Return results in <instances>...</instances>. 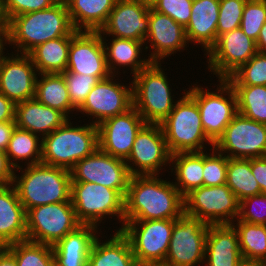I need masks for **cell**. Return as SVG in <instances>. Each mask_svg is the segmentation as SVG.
Instances as JSON below:
<instances>
[{
	"label": "cell",
	"mask_w": 266,
	"mask_h": 266,
	"mask_svg": "<svg viewBox=\"0 0 266 266\" xmlns=\"http://www.w3.org/2000/svg\"><path fill=\"white\" fill-rule=\"evenodd\" d=\"M184 214V196L159 175L131 176L124 201V221L177 219Z\"/></svg>",
	"instance_id": "6da1fadb"
},
{
	"label": "cell",
	"mask_w": 266,
	"mask_h": 266,
	"mask_svg": "<svg viewBox=\"0 0 266 266\" xmlns=\"http://www.w3.org/2000/svg\"><path fill=\"white\" fill-rule=\"evenodd\" d=\"M75 32L67 4L60 0L48 9L12 17L8 21V45H15L16 53L28 54L39 44Z\"/></svg>",
	"instance_id": "7a4b0ae2"
},
{
	"label": "cell",
	"mask_w": 266,
	"mask_h": 266,
	"mask_svg": "<svg viewBox=\"0 0 266 266\" xmlns=\"http://www.w3.org/2000/svg\"><path fill=\"white\" fill-rule=\"evenodd\" d=\"M22 167L15 169L12 185L26 212L40 205L71 202L70 170L43 163Z\"/></svg>",
	"instance_id": "3957f363"
},
{
	"label": "cell",
	"mask_w": 266,
	"mask_h": 266,
	"mask_svg": "<svg viewBox=\"0 0 266 266\" xmlns=\"http://www.w3.org/2000/svg\"><path fill=\"white\" fill-rule=\"evenodd\" d=\"M70 120L42 138L41 163L70 170L98 148L97 125L73 126Z\"/></svg>",
	"instance_id": "277c9868"
},
{
	"label": "cell",
	"mask_w": 266,
	"mask_h": 266,
	"mask_svg": "<svg viewBox=\"0 0 266 266\" xmlns=\"http://www.w3.org/2000/svg\"><path fill=\"white\" fill-rule=\"evenodd\" d=\"M161 66V62H151L131 78L133 107L146 124L162 123L177 102Z\"/></svg>",
	"instance_id": "5b68a950"
},
{
	"label": "cell",
	"mask_w": 266,
	"mask_h": 266,
	"mask_svg": "<svg viewBox=\"0 0 266 266\" xmlns=\"http://www.w3.org/2000/svg\"><path fill=\"white\" fill-rule=\"evenodd\" d=\"M181 94L168 117L160 123L168 149L171 154L206 151L207 144L213 147L214 143L203 130L198 105L185 89Z\"/></svg>",
	"instance_id": "8992f818"
},
{
	"label": "cell",
	"mask_w": 266,
	"mask_h": 266,
	"mask_svg": "<svg viewBox=\"0 0 266 266\" xmlns=\"http://www.w3.org/2000/svg\"><path fill=\"white\" fill-rule=\"evenodd\" d=\"M70 200L81 224L98 228L106 216H116L123 221L116 231L123 228L125 199L116 190L96 183L71 182Z\"/></svg>",
	"instance_id": "52a82bcc"
},
{
	"label": "cell",
	"mask_w": 266,
	"mask_h": 266,
	"mask_svg": "<svg viewBox=\"0 0 266 266\" xmlns=\"http://www.w3.org/2000/svg\"><path fill=\"white\" fill-rule=\"evenodd\" d=\"M216 91L197 84L186 92L196 101L206 136L215 143L237 112V97L226 79H219ZM196 85V86H195ZM219 86V87H218Z\"/></svg>",
	"instance_id": "ba28073f"
},
{
	"label": "cell",
	"mask_w": 266,
	"mask_h": 266,
	"mask_svg": "<svg viewBox=\"0 0 266 266\" xmlns=\"http://www.w3.org/2000/svg\"><path fill=\"white\" fill-rule=\"evenodd\" d=\"M239 205L226 184L201 186L184 196V214L209 225L232 224L238 219Z\"/></svg>",
	"instance_id": "9c48e42d"
},
{
	"label": "cell",
	"mask_w": 266,
	"mask_h": 266,
	"mask_svg": "<svg viewBox=\"0 0 266 266\" xmlns=\"http://www.w3.org/2000/svg\"><path fill=\"white\" fill-rule=\"evenodd\" d=\"M80 225L71 202L36 206L26 212V240L54 246Z\"/></svg>",
	"instance_id": "30bf717a"
},
{
	"label": "cell",
	"mask_w": 266,
	"mask_h": 266,
	"mask_svg": "<svg viewBox=\"0 0 266 266\" xmlns=\"http://www.w3.org/2000/svg\"><path fill=\"white\" fill-rule=\"evenodd\" d=\"M177 219L124 221L121 232L128 238L138 263H164Z\"/></svg>",
	"instance_id": "8fae6325"
},
{
	"label": "cell",
	"mask_w": 266,
	"mask_h": 266,
	"mask_svg": "<svg viewBox=\"0 0 266 266\" xmlns=\"http://www.w3.org/2000/svg\"><path fill=\"white\" fill-rule=\"evenodd\" d=\"M213 147L228 158L266 156V124L237 113Z\"/></svg>",
	"instance_id": "7c38bea8"
},
{
	"label": "cell",
	"mask_w": 266,
	"mask_h": 266,
	"mask_svg": "<svg viewBox=\"0 0 266 266\" xmlns=\"http://www.w3.org/2000/svg\"><path fill=\"white\" fill-rule=\"evenodd\" d=\"M209 224L183 214L172 230L166 266H197L205 262V241Z\"/></svg>",
	"instance_id": "4fadbf2b"
},
{
	"label": "cell",
	"mask_w": 266,
	"mask_h": 266,
	"mask_svg": "<svg viewBox=\"0 0 266 266\" xmlns=\"http://www.w3.org/2000/svg\"><path fill=\"white\" fill-rule=\"evenodd\" d=\"M71 182H90L116 190L124 199L131 174L125 160L97 148L70 169Z\"/></svg>",
	"instance_id": "5bb4252c"
},
{
	"label": "cell",
	"mask_w": 266,
	"mask_h": 266,
	"mask_svg": "<svg viewBox=\"0 0 266 266\" xmlns=\"http://www.w3.org/2000/svg\"><path fill=\"white\" fill-rule=\"evenodd\" d=\"M125 162L131 176L159 175L162 166L170 167L171 153L160 124H145L140 129Z\"/></svg>",
	"instance_id": "9a60e30c"
},
{
	"label": "cell",
	"mask_w": 266,
	"mask_h": 266,
	"mask_svg": "<svg viewBox=\"0 0 266 266\" xmlns=\"http://www.w3.org/2000/svg\"><path fill=\"white\" fill-rule=\"evenodd\" d=\"M115 77L110 75L99 80L76 113L87 114V117L90 116L88 118H92L90 123L98 125L107 118L129 110L133 106L132 82L127 86L116 81L118 79Z\"/></svg>",
	"instance_id": "2e32d148"
},
{
	"label": "cell",
	"mask_w": 266,
	"mask_h": 266,
	"mask_svg": "<svg viewBox=\"0 0 266 266\" xmlns=\"http://www.w3.org/2000/svg\"><path fill=\"white\" fill-rule=\"evenodd\" d=\"M258 52L256 41L242 29L220 35L215 45L204 56L210 71L219 79H227Z\"/></svg>",
	"instance_id": "e0dca14e"
},
{
	"label": "cell",
	"mask_w": 266,
	"mask_h": 266,
	"mask_svg": "<svg viewBox=\"0 0 266 266\" xmlns=\"http://www.w3.org/2000/svg\"><path fill=\"white\" fill-rule=\"evenodd\" d=\"M145 124L144 119L133 106L122 114L105 119L97 125L98 148L126 161L136 134Z\"/></svg>",
	"instance_id": "ac0fdd59"
},
{
	"label": "cell",
	"mask_w": 266,
	"mask_h": 266,
	"mask_svg": "<svg viewBox=\"0 0 266 266\" xmlns=\"http://www.w3.org/2000/svg\"><path fill=\"white\" fill-rule=\"evenodd\" d=\"M66 71L108 78L105 48L99 31H76L71 35Z\"/></svg>",
	"instance_id": "d6986e66"
},
{
	"label": "cell",
	"mask_w": 266,
	"mask_h": 266,
	"mask_svg": "<svg viewBox=\"0 0 266 266\" xmlns=\"http://www.w3.org/2000/svg\"><path fill=\"white\" fill-rule=\"evenodd\" d=\"M150 7L141 0H116L107 22L99 31L101 37L112 35L144 42L149 31Z\"/></svg>",
	"instance_id": "ffe728a7"
},
{
	"label": "cell",
	"mask_w": 266,
	"mask_h": 266,
	"mask_svg": "<svg viewBox=\"0 0 266 266\" xmlns=\"http://www.w3.org/2000/svg\"><path fill=\"white\" fill-rule=\"evenodd\" d=\"M8 55L0 63V93L14 104L34 99L38 72L30 56Z\"/></svg>",
	"instance_id": "44dd1931"
},
{
	"label": "cell",
	"mask_w": 266,
	"mask_h": 266,
	"mask_svg": "<svg viewBox=\"0 0 266 266\" xmlns=\"http://www.w3.org/2000/svg\"><path fill=\"white\" fill-rule=\"evenodd\" d=\"M144 44L146 51L150 47V50L152 49L148 56L151 62H161L166 57L189 47L185 27L152 7L149 9V31Z\"/></svg>",
	"instance_id": "7402d4cb"
},
{
	"label": "cell",
	"mask_w": 266,
	"mask_h": 266,
	"mask_svg": "<svg viewBox=\"0 0 266 266\" xmlns=\"http://www.w3.org/2000/svg\"><path fill=\"white\" fill-rule=\"evenodd\" d=\"M237 230L232 224L209 225L205 241L204 266H241Z\"/></svg>",
	"instance_id": "603a6c76"
},
{
	"label": "cell",
	"mask_w": 266,
	"mask_h": 266,
	"mask_svg": "<svg viewBox=\"0 0 266 266\" xmlns=\"http://www.w3.org/2000/svg\"><path fill=\"white\" fill-rule=\"evenodd\" d=\"M26 211L15 187L0 186V247L26 240Z\"/></svg>",
	"instance_id": "cb8c5ba5"
},
{
	"label": "cell",
	"mask_w": 266,
	"mask_h": 266,
	"mask_svg": "<svg viewBox=\"0 0 266 266\" xmlns=\"http://www.w3.org/2000/svg\"><path fill=\"white\" fill-rule=\"evenodd\" d=\"M98 231L93 225L82 224L59 240L52 246L54 266H87L93 243L100 236Z\"/></svg>",
	"instance_id": "d4e9b609"
},
{
	"label": "cell",
	"mask_w": 266,
	"mask_h": 266,
	"mask_svg": "<svg viewBox=\"0 0 266 266\" xmlns=\"http://www.w3.org/2000/svg\"><path fill=\"white\" fill-rule=\"evenodd\" d=\"M219 0H193L191 17L185 26L188 43L194 42L207 54L217 41Z\"/></svg>",
	"instance_id": "484cf974"
},
{
	"label": "cell",
	"mask_w": 266,
	"mask_h": 266,
	"mask_svg": "<svg viewBox=\"0 0 266 266\" xmlns=\"http://www.w3.org/2000/svg\"><path fill=\"white\" fill-rule=\"evenodd\" d=\"M67 119L59 110L47 107L35 98L15 104L16 127L41 138L59 128Z\"/></svg>",
	"instance_id": "4316f807"
},
{
	"label": "cell",
	"mask_w": 266,
	"mask_h": 266,
	"mask_svg": "<svg viewBox=\"0 0 266 266\" xmlns=\"http://www.w3.org/2000/svg\"><path fill=\"white\" fill-rule=\"evenodd\" d=\"M101 39L105 48L109 72L111 75H117V78L120 67H124V69L129 67L132 76H135L151 63L149 59H145L146 57L143 59L140 56L142 50H145L143 41L115 37L111 38L110 41L106 37H101ZM107 41L109 42L107 43Z\"/></svg>",
	"instance_id": "83f0119b"
},
{
	"label": "cell",
	"mask_w": 266,
	"mask_h": 266,
	"mask_svg": "<svg viewBox=\"0 0 266 266\" xmlns=\"http://www.w3.org/2000/svg\"><path fill=\"white\" fill-rule=\"evenodd\" d=\"M97 237L88 257L87 266H136L137 260L133 254L128 238L115 231L105 242Z\"/></svg>",
	"instance_id": "f1b7e54d"
},
{
	"label": "cell",
	"mask_w": 266,
	"mask_h": 266,
	"mask_svg": "<svg viewBox=\"0 0 266 266\" xmlns=\"http://www.w3.org/2000/svg\"><path fill=\"white\" fill-rule=\"evenodd\" d=\"M76 31H100L116 0H65Z\"/></svg>",
	"instance_id": "f546056e"
},
{
	"label": "cell",
	"mask_w": 266,
	"mask_h": 266,
	"mask_svg": "<svg viewBox=\"0 0 266 266\" xmlns=\"http://www.w3.org/2000/svg\"><path fill=\"white\" fill-rule=\"evenodd\" d=\"M34 98L47 107L59 110L68 119L71 118L69 116L71 113L77 111L70 101L68 87L62 73L38 74Z\"/></svg>",
	"instance_id": "4dcf8cb0"
},
{
	"label": "cell",
	"mask_w": 266,
	"mask_h": 266,
	"mask_svg": "<svg viewBox=\"0 0 266 266\" xmlns=\"http://www.w3.org/2000/svg\"><path fill=\"white\" fill-rule=\"evenodd\" d=\"M170 170L175 175L173 184L183 196L203 186V151L171 154Z\"/></svg>",
	"instance_id": "1f68e13d"
},
{
	"label": "cell",
	"mask_w": 266,
	"mask_h": 266,
	"mask_svg": "<svg viewBox=\"0 0 266 266\" xmlns=\"http://www.w3.org/2000/svg\"><path fill=\"white\" fill-rule=\"evenodd\" d=\"M71 36L48 40L32 49L28 55L38 74L66 71Z\"/></svg>",
	"instance_id": "d6a6232c"
},
{
	"label": "cell",
	"mask_w": 266,
	"mask_h": 266,
	"mask_svg": "<svg viewBox=\"0 0 266 266\" xmlns=\"http://www.w3.org/2000/svg\"><path fill=\"white\" fill-rule=\"evenodd\" d=\"M5 154L15 169L22 166L17 162L23 163V160L27 166L39 164L42 157V138L30 131L15 127Z\"/></svg>",
	"instance_id": "836d02e7"
},
{
	"label": "cell",
	"mask_w": 266,
	"mask_h": 266,
	"mask_svg": "<svg viewBox=\"0 0 266 266\" xmlns=\"http://www.w3.org/2000/svg\"><path fill=\"white\" fill-rule=\"evenodd\" d=\"M232 225L238 233L243 261L266 264V225L248 223L239 219Z\"/></svg>",
	"instance_id": "e575fe53"
},
{
	"label": "cell",
	"mask_w": 266,
	"mask_h": 266,
	"mask_svg": "<svg viewBox=\"0 0 266 266\" xmlns=\"http://www.w3.org/2000/svg\"><path fill=\"white\" fill-rule=\"evenodd\" d=\"M226 185L239 202L261 193L260 186L251 171V158H228Z\"/></svg>",
	"instance_id": "d590c367"
},
{
	"label": "cell",
	"mask_w": 266,
	"mask_h": 266,
	"mask_svg": "<svg viewBox=\"0 0 266 266\" xmlns=\"http://www.w3.org/2000/svg\"><path fill=\"white\" fill-rule=\"evenodd\" d=\"M237 97V112L266 124V86L231 85Z\"/></svg>",
	"instance_id": "8d00e7d4"
},
{
	"label": "cell",
	"mask_w": 266,
	"mask_h": 266,
	"mask_svg": "<svg viewBox=\"0 0 266 266\" xmlns=\"http://www.w3.org/2000/svg\"><path fill=\"white\" fill-rule=\"evenodd\" d=\"M13 254L17 266H54L52 246L28 240L6 246Z\"/></svg>",
	"instance_id": "74e56055"
},
{
	"label": "cell",
	"mask_w": 266,
	"mask_h": 266,
	"mask_svg": "<svg viewBox=\"0 0 266 266\" xmlns=\"http://www.w3.org/2000/svg\"><path fill=\"white\" fill-rule=\"evenodd\" d=\"M226 80L230 85L266 86V54L257 52Z\"/></svg>",
	"instance_id": "f35d334b"
},
{
	"label": "cell",
	"mask_w": 266,
	"mask_h": 266,
	"mask_svg": "<svg viewBox=\"0 0 266 266\" xmlns=\"http://www.w3.org/2000/svg\"><path fill=\"white\" fill-rule=\"evenodd\" d=\"M209 151H203V186L226 184L228 157L214 147Z\"/></svg>",
	"instance_id": "ab89813d"
},
{
	"label": "cell",
	"mask_w": 266,
	"mask_h": 266,
	"mask_svg": "<svg viewBox=\"0 0 266 266\" xmlns=\"http://www.w3.org/2000/svg\"><path fill=\"white\" fill-rule=\"evenodd\" d=\"M266 22V0H247L244 5L240 28L254 41Z\"/></svg>",
	"instance_id": "60d3db41"
},
{
	"label": "cell",
	"mask_w": 266,
	"mask_h": 266,
	"mask_svg": "<svg viewBox=\"0 0 266 266\" xmlns=\"http://www.w3.org/2000/svg\"><path fill=\"white\" fill-rule=\"evenodd\" d=\"M246 1L219 0L217 39L220 35L240 27Z\"/></svg>",
	"instance_id": "b9f144b4"
},
{
	"label": "cell",
	"mask_w": 266,
	"mask_h": 266,
	"mask_svg": "<svg viewBox=\"0 0 266 266\" xmlns=\"http://www.w3.org/2000/svg\"><path fill=\"white\" fill-rule=\"evenodd\" d=\"M70 96L72 105L78 109L85 101L92 88L98 83L99 79L95 76L62 72Z\"/></svg>",
	"instance_id": "7bdbcfd3"
},
{
	"label": "cell",
	"mask_w": 266,
	"mask_h": 266,
	"mask_svg": "<svg viewBox=\"0 0 266 266\" xmlns=\"http://www.w3.org/2000/svg\"><path fill=\"white\" fill-rule=\"evenodd\" d=\"M238 219L248 223L266 225V194L260 193L240 201Z\"/></svg>",
	"instance_id": "ee69618b"
},
{
	"label": "cell",
	"mask_w": 266,
	"mask_h": 266,
	"mask_svg": "<svg viewBox=\"0 0 266 266\" xmlns=\"http://www.w3.org/2000/svg\"><path fill=\"white\" fill-rule=\"evenodd\" d=\"M192 3L193 0H156L151 7L185 27L191 17Z\"/></svg>",
	"instance_id": "f6af8a7d"
},
{
	"label": "cell",
	"mask_w": 266,
	"mask_h": 266,
	"mask_svg": "<svg viewBox=\"0 0 266 266\" xmlns=\"http://www.w3.org/2000/svg\"><path fill=\"white\" fill-rule=\"evenodd\" d=\"M60 0H3L4 13L9 21L12 17L35 12L39 10H45Z\"/></svg>",
	"instance_id": "bcb514c9"
},
{
	"label": "cell",
	"mask_w": 266,
	"mask_h": 266,
	"mask_svg": "<svg viewBox=\"0 0 266 266\" xmlns=\"http://www.w3.org/2000/svg\"><path fill=\"white\" fill-rule=\"evenodd\" d=\"M251 171L260 186L261 193L266 194V156L251 158Z\"/></svg>",
	"instance_id": "7dc6e473"
},
{
	"label": "cell",
	"mask_w": 266,
	"mask_h": 266,
	"mask_svg": "<svg viewBox=\"0 0 266 266\" xmlns=\"http://www.w3.org/2000/svg\"><path fill=\"white\" fill-rule=\"evenodd\" d=\"M15 168L10 164L5 152L0 151V186L13 183Z\"/></svg>",
	"instance_id": "c3c4849f"
},
{
	"label": "cell",
	"mask_w": 266,
	"mask_h": 266,
	"mask_svg": "<svg viewBox=\"0 0 266 266\" xmlns=\"http://www.w3.org/2000/svg\"><path fill=\"white\" fill-rule=\"evenodd\" d=\"M15 121V104L0 93V122Z\"/></svg>",
	"instance_id": "681fc988"
},
{
	"label": "cell",
	"mask_w": 266,
	"mask_h": 266,
	"mask_svg": "<svg viewBox=\"0 0 266 266\" xmlns=\"http://www.w3.org/2000/svg\"><path fill=\"white\" fill-rule=\"evenodd\" d=\"M15 127V121L0 122V151H6Z\"/></svg>",
	"instance_id": "f907efd6"
},
{
	"label": "cell",
	"mask_w": 266,
	"mask_h": 266,
	"mask_svg": "<svg viewBox=\"0 0 266 266\" xmlns=\"http://www.w3.org/2000/svg\"><path fill=\"white\" fill-rule=\"evenodd\" d=\"M0 266H17L13 254L6 247H0Z\"/></svg>",
	"instance_id": "816d5d0a"
},
{
	"label": "cell",
	"mask_w": 266,
	"mask_h": 266,
	"mask_svg": "<svg viewBox=\"0 0 266 266\" xmlns=\"http://www.w3.org/2000/svg\"><path fill=\"white\" fill-rule=\"evenodd\" d=\"M257 50L260 53L266 54V22L263 24L258 39L256 41Z\"/></svg>",
	"instance_id": "f5cc1de1"
},
{
	"label": "cell",
	"mask_w": 266,
	"mask_h": 266,
	"mask_svg": "<svg viewBox=\"0 0 266 266\" xmlns=\"http://www.w3.org/2000/svg\"><path fill=\"white\" fill-rule=\"evenodd\" d=\"M6 44H9L8 30H0V62L6 56L4 55L6 53L4 52L6 49L4 46H7Z\"/></svg>",
	"instance_id": "db71d44e"
},
{
	"label": "cell",
	"mask_w": 266,
	"mask_h": 266,
	"mask_svg": "<svg viewBox=\"0 0 266 266\" xmlns=\"http://www.w3.org/2000/svg\"><path fill=\"white\" fill-rule=\"evenodd\" d=\"M3 2H0V30H8V20L4 13Z\"/></svg>",
	"instance_id": "11a10c76"
},
{
	"label": "cell",
	"mask_w": 266,
	"mask_h": 266,
	"mask_svg": "<svg viewBox=\"0 0 266 266\" xmlns=\"http://www.w3.org/2000/svg\"><path fill=\"white\" fill-rule=\"evenodd\" d=\"M136 266H166L164 263H137Z\"/></svg>",
	"instance_id": "9f6ffc18"
},
{
	"label": "cell",
	"mask_w": 266,
	"mask_h": 266,
	"mask_svg": "<svg viewBox=\"0 0 266 266\" xmlns=\"http://www.w3.org/2000/svg\"><path fill=\"white\" fill-rule=\"evenodd\" d=\"M241 266H266L263 263L244 262Z\"/></svg>",
	"instance_id": "6f0895ef"
},
{
	"label": "cell",
	"mask_w": 266,
	"mask_h": 266,
	"mask_svg": "<svg viewBox=\"0 0 266 266\" xmlns=\"http://www.w3.org/2000/svg\"><path fill=\"white\" fill-rule=\"evenodd\" d=\"M141 1L151 6L156 0H141Z\"/></svg>",
	"instance_id": "680465c9"
}]
</instances>
